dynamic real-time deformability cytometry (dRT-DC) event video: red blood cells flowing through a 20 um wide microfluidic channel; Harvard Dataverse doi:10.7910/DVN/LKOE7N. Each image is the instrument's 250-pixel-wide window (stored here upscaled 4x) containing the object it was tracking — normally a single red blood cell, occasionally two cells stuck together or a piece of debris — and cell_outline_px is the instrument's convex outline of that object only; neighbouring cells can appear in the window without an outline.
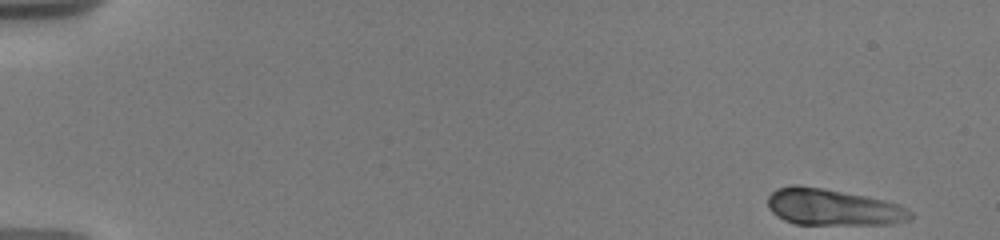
{"species": "human", "species_latin": "Homo sapiens", "temperature_condition": "warm", "stored_images_in_passage": 69, "camera_frame_rate_fps": 3000, "um_per_image_px": 0.085, "donor": {"sex": "male"}, "frame": {"image": 1, "passage_image": 1, "time_ms": 0.0, "image_size_px": [1000, 240], "cell_outline_px": [[912, 220], [892, 224], [796, 224], [784, 220], [776, 216], [768, 208], [768, 196], [776, 188], [792, 184], [800, 184], [864, 196], [884, 200], [900, 204], [912, 212]], "centroid_in_image_um": [70.79, 17.61], "position_along_channel_um": 14.2, "area_um2": 30.46}}
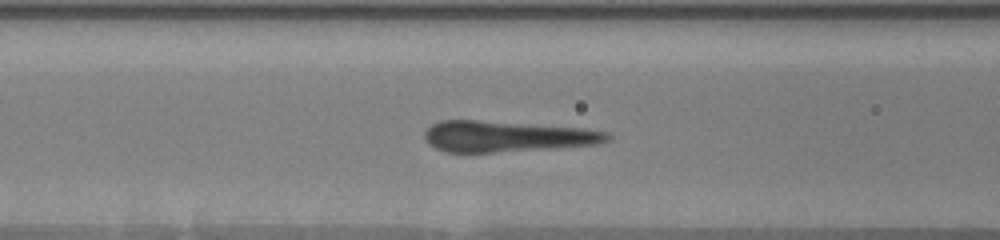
{"frame": {"image": 2, "passage_image": 29, "time_ms": 7.0, "image_size_px": [1000, 240], "cell_outline_px": [[612, 140], [596, 144], [492, 152], [448, 152], [436, 148], [428, 144], [424, 136], [424, 132], [432, 124], [440, 120], [476, 120], [584, 128], [608, 132], [612, 136]], "centroid_in_image_um": [43.06, 11.58], "position_along_channel_um": 123.5, "area_um2": 32.6}}
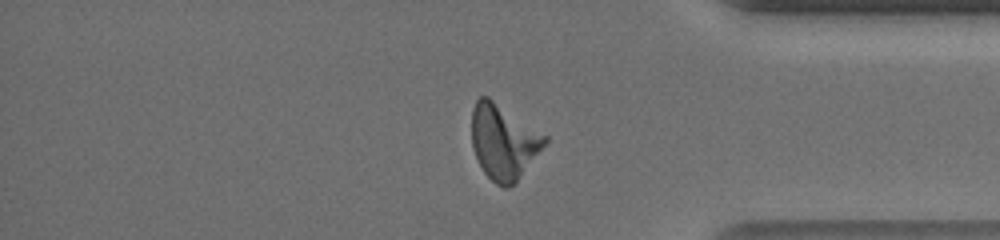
{"frame": {"image": 3, "passage_image": 58, "time_ms": 14.667, "image_size_px": [1000, 240], "cell_outline_px": [[548, 140], [516, 180], [508, 188], [504, 188], [496, 184], [484, 172], [472, 148], [472, 108], [476, 100], [480, 96], [488, 96], [548, 136]], "centroid_in_image_um": [42.77, 12.01], "position_along_channel_um": 392.4, "area_um2": 31.44}}